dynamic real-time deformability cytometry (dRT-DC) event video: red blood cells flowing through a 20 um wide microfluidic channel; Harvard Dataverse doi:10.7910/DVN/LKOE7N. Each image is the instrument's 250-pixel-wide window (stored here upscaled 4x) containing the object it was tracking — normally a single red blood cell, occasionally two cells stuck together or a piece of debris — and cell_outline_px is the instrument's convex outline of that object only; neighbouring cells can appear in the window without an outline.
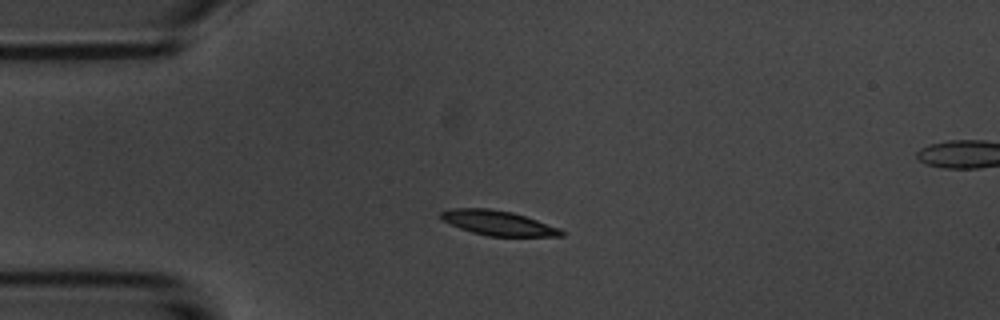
{"species": "common noctule bat (a hibernating species)", "species_latin": "Nyctalus noctula", "temperature_condition": "room temperature", "stored_images_in_passage": 5, "camera_frame_rate_fps": 3000, "um_per_image_px": 0.085, "animal": {"sex": "male", "body_mass_g": 20.1, "forearm_length_mm": 53.5}, "frame": {"image": 1, "passage_image": 4, "time_ms": 6.667, "image_size_px": [1000, 320], "cell_outline_px": [[564, 236], [488, 236], [472, 232], [460, 228], [444, 220], [440, 216], [440, 212], [452, 208], [488, 208], [512, 212], [560, 228], [564, 232]], "centroid_in_image_um": [42.34, 18.95], "position_along_channel_um": 42.7, "area_um2": 17.11}}